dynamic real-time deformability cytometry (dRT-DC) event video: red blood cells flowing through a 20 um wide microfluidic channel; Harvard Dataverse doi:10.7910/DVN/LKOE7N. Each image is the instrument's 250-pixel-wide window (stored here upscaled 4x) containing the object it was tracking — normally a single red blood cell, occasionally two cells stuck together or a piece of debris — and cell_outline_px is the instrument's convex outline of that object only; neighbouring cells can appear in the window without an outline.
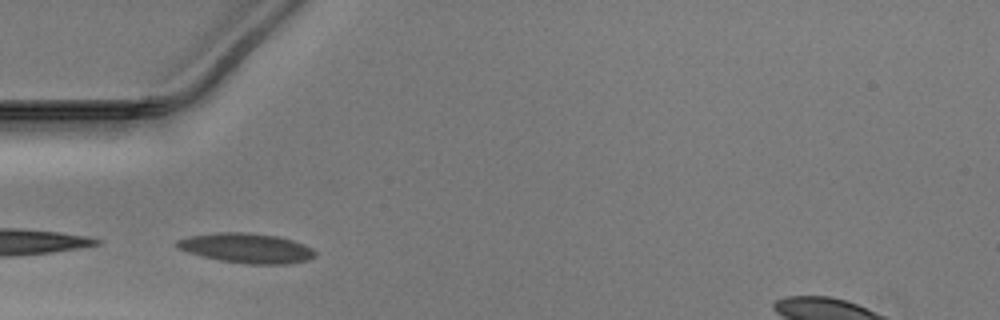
{"species": "Egyptian fruit bat (a non-hibernating species)", "species_latin": "Rousettus aegyptiacus", "temperature_condition": "warm", "stored_images_in_passage": 16, "camera_frame_rate_fps": 3000, "um_per_image_px": 0.085, "animal": {"sex": "male"}, "frame": {"image": 1, "passage_image": 1, "time_ms": 0.0, "image_size_px": [1000, 320], "cell_outline_px": [[316, 256], [308, 260], [288, 264], [248, 264], [220, 260], [188, 252], [172, 244], [176, 240], [188, 236], [220, 232], [248, 232], [276, 236], [292, 240], [304, 244], [312, 248], [316, 252]], "centroid_in_image_um": [20.97, 21.08], "position_along_channel_um": 64.0, "area_um2": 23.99}}
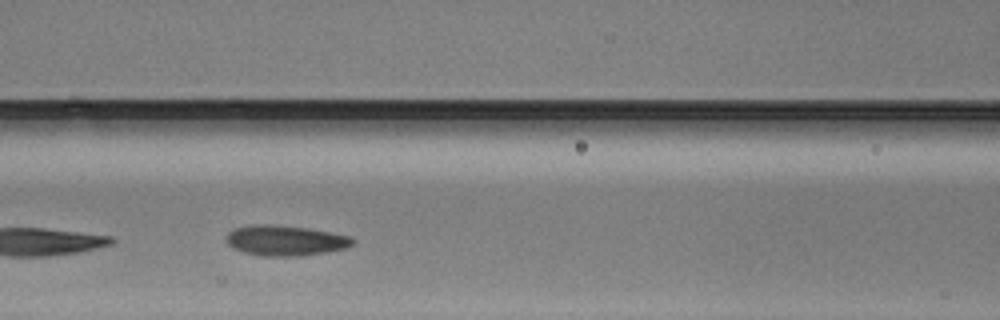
{"frame": {"image": 2, "passage_image": 7, "time_ms": 2.0, "image_size_px": [1000, 320], "cell_outline_px": [[352, 244], [344, 248], [328, 252], [300, 256], [260, 256], [244, 252], [232, 248], [228, 244], [228, 232], [236, 228], [256, 224], [272, 224], [308, 228], [348, 236], [352, 240]], "centroid_in_image_um": [24.22, 20.45], "position_along_channel_um": 142.4, "area_um2": 22.08}}
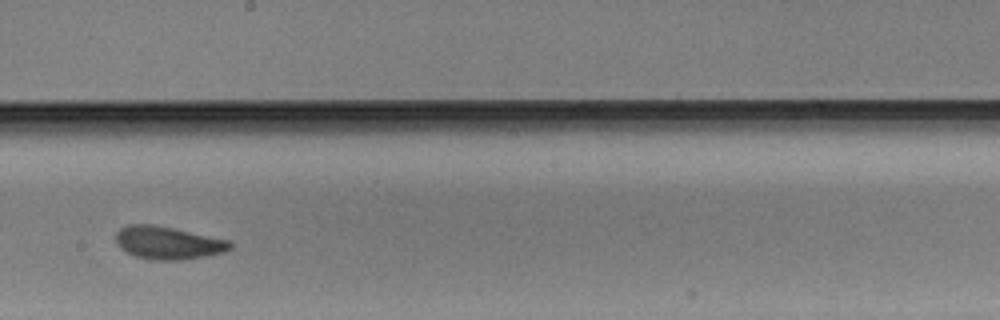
{"frame": {"image": 3, "passage_image": 14, "time_ms": 4.333, "image_size_px": [1000, 320], "cell_outline_px": [[232, 248], [224, 252], [184, 260], [152, 260], [136, 256], [120, 248], [116, 244], [116, 232], [120, 228], [128, 224], [152, 224], [232, 240]], "centroid_in_image_um": [14.29, 20.64], "position_along_channel_um": 233.9, "area_um2": 21.96}}